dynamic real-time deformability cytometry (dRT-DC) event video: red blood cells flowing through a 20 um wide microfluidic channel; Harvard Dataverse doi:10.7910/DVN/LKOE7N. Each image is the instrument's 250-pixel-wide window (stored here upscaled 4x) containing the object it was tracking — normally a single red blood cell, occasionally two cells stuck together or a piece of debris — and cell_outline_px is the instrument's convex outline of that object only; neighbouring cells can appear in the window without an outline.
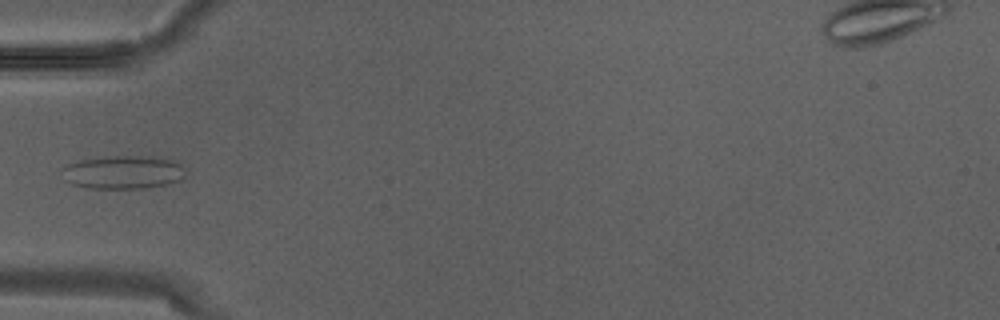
{"species": "Egyptian fruit bat (a non-hibernating species)", "species_latin": "Rousettus aegyptiacus", "temperature_condition": "warm", "stored_images_in_passage": 2, "camera_frame_rate_fps": 3000, "um_per_image_px": 0.085, "animal": {"sex": "male"}, "frame": {"image": 1, "passage_image": 2, "time_ms": 0.333, "image_size_px": [1000, 320], "cell_outline_px": [[184, 176], [180, 180], [164, 184], [140, 188], [92, 188], [72, 184], [64, 180], [64, 168], [68, 164], [76, 160], [116, 156], [152, 156], [172, 160], [180, 164], [184, 168]], "centroid_in_image_um": [10.46, 14.63], "position_along_channel_um": 74.5, "area_um2": 23.64}}